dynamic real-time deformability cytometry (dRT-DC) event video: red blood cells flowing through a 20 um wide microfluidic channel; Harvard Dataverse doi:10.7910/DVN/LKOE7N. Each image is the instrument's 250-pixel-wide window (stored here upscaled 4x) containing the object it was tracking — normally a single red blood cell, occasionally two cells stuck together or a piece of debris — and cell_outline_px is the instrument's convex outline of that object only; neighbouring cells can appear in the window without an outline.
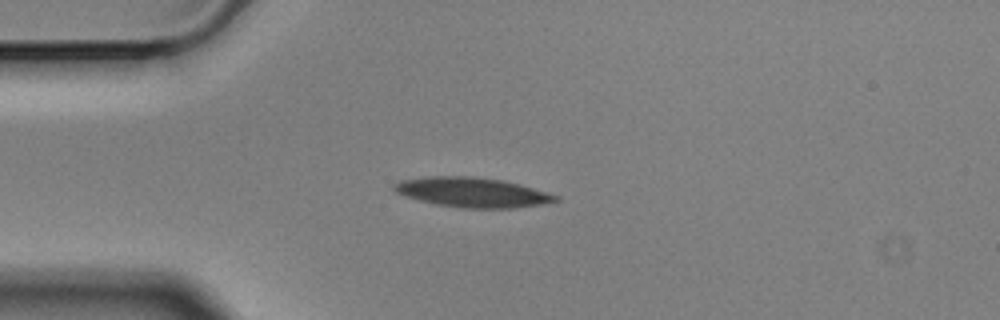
{"species": "Egyptian fruit bat (a non-hibernating species)", "species_latin": "Rousettus aegyptiacus", "temperature_condition": "cold", "stored_images_in_passage": 5, "camera_frame_rate_fps": 3000, "um_per_image_px": 0.085, "animal": {"sex": "male"}, "frame": {"image": 1, "passage_image": 3, "time_ms": 0.667, "image_size_px": [1000, 320], "cell_outline_px": [[560, 200], [540, 204], [516, 208], [460, 208], [436, 204], [404, 196], [396, 192], [392, 188], [392, 184], [400, 180], [428, 176], [472, 176], [500, 180], [520, 184], [560, 196]], "centroid_in_image_um": [40.12, 16.35], "position_along_channel_um": 44.9, "area_um2": 28.03}}
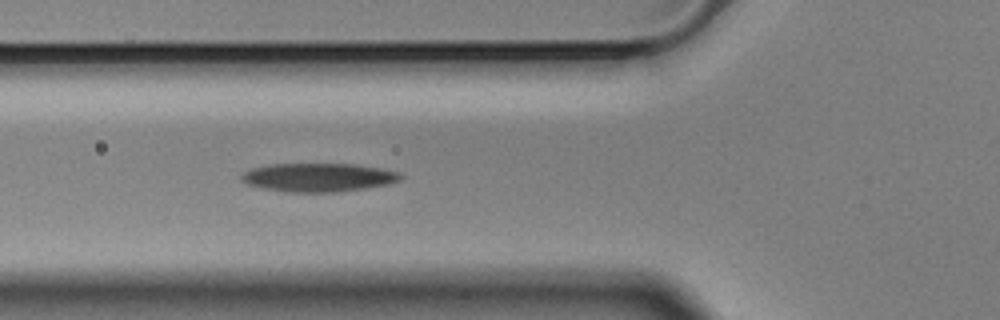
{"frame": {"image": 2, "passage_image": 5, "time_ms": 1.333, "image_size_px": [1000, 320], "cell_outline_px": [[404, 176], [400, 180], [388, 184], [364, 188], [332, 192], [288, 192], [264, 188], [244, 184], [240, 180], [240, 176], [244, 172], [252, 168], [272, 164], [352, 164], [380, 168], [400, 172]], "centroid_in_image_um": [27.04, 15.08], "position_along_channel_um": 98.8, "area_um2": 26.41}}